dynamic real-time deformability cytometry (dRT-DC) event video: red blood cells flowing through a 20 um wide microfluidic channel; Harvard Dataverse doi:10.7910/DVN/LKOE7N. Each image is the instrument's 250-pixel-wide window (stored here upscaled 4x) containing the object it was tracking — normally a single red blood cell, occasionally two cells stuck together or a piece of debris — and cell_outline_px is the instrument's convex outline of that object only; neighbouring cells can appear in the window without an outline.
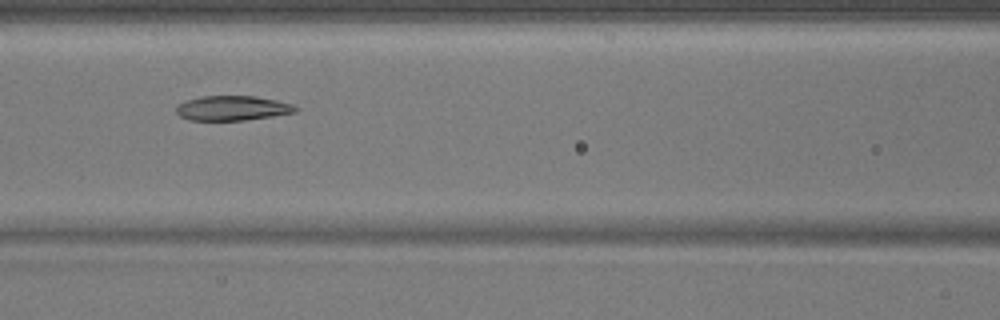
{"species": "common noctule bat (a hibernating species)", "species_latin": "Nyctalus noctula", "temperature_condition": "warm", "stored_images_in_passage": 29, "camera_frame_rate_fps": 3000, "um_per_image_px": 0.085, "animal": {"sex": "male", "body_mass_g": 17.9}, "frame": {"image": 1, "passage_image": 9, "time_ms": 2.667, "image_size_px": [1000, 320], "cell_outline_px": [[300, 108], [296, 112], [272, 116], [244, 120], [188, 120], [180, 116], [176, 112], [176, 104], [188, 100], [204, 96], [256, 96], [276, 100], [292, 104]], "centroid_in_image_um": [19.76, 9.19], "position_along_channel_um": 146.8, "area_um2": 17.17}}